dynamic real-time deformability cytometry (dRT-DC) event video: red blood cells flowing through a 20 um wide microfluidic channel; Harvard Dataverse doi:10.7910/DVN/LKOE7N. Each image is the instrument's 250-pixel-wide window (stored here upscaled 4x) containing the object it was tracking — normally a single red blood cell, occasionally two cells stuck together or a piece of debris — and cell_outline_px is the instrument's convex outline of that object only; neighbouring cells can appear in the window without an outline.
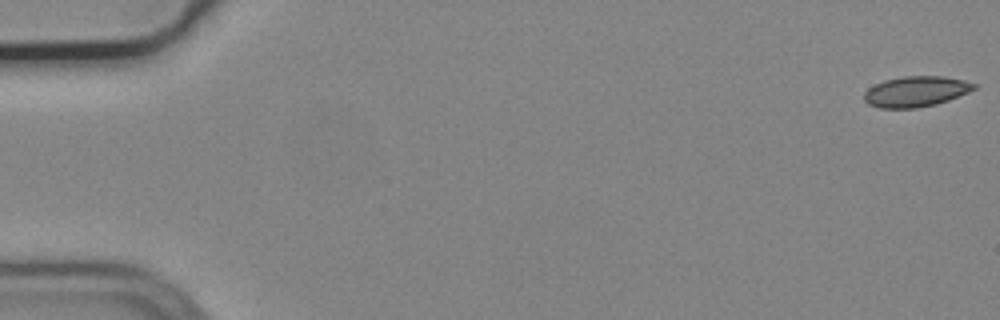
{"species": "common noctule bat (a hibernating species)", "species_latin": "Nyctalus noctula", "temperature_condition": "cold", "stored_images_in_passage": 14, "camera_frame_rate_fps": 3000, "um_per_image_px": 0.085, "animal": {"sex": "male", "body_mass_g": 19.2, "forearm_length_mm": 51.8}, "frame": {"image": 1, "passage_image": 1, "time_ms": 0.0, "image_size_px": [1000, 320], "cell_outline_px": [[976, 88], [968, 92], [948, 100], [936, 104], [916, 108], [880, 108], [868, 104], [864, 100], [864, 92], [868, 88], [884, 80], [904, 76], [944, 76], [964, 80], [976, 84]], "centroid_in_image_um": [77.84, 7.78], "position_along_channel_um": 7.2, "area_um2": 19.54}}
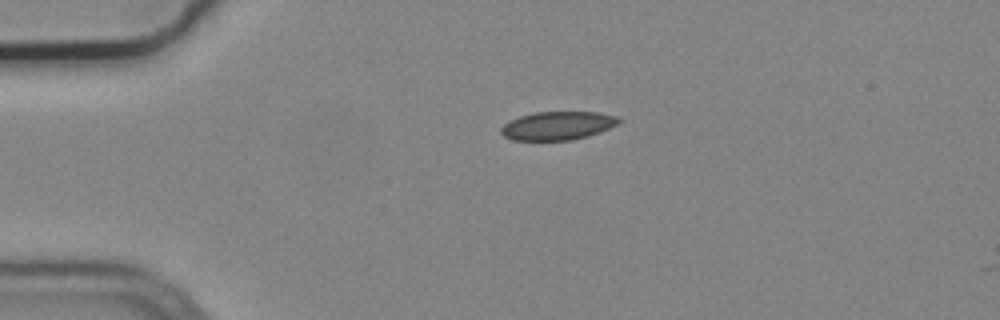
{"frame": {"image": 2, "passage_image": 13, "time_ms": 4.0, "image_size_px": [1000, 320], "cell_outline_px": [[624, 120], [620, 124], [588, 136], [572, 140], [512, 140], [504, 136], [500, 132], [500, 128], [508, 120], [520, 116], [536, 112], [596, 112], [616, 116]], "centroid_in_image_um": [47.41, 10.68], "position_along_channel_um": 37.6, "area_um2": 19.65}}